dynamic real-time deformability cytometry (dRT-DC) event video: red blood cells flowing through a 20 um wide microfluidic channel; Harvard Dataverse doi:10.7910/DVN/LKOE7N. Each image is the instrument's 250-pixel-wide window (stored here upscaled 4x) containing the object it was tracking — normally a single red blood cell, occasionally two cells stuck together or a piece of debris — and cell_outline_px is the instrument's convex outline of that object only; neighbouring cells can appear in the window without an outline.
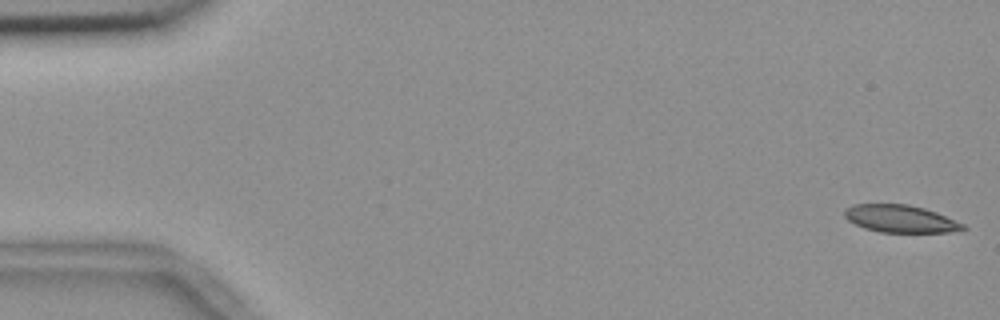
{"species": "common noctule bat (a hibernating species)", "species_latin": "Nyctalus noctula", "temperature_condition": "room temperature", "stored_images_in_passage": 25, "camera_frame_rate_fps": 3000, "um_per_image_px": 0.085, "animal": {"sex": "female", "body_mass_g": 18.4}, "frame": {"image": 1, "passage_image": 1, "time_ms": 0.0, "image_size_px": [1000, 320], "cell_outline_px": [[968, 228], [948, 232], [880, 232], [864, 228], [848, 220], [844, 216], [844, 208], [852, 204], [908, 204], [924, 208], [936, 212], [964, 224]], "centroid_in_image_um": [76.5, 18.58], "position_along_channel_um": 8.5, "area_um2": 18.9}}
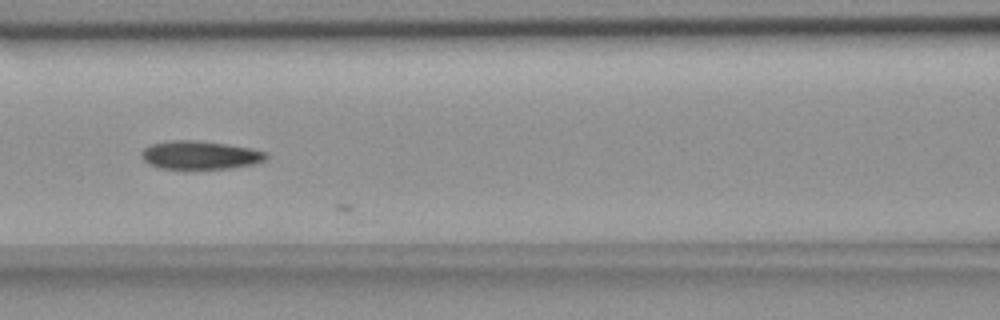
{"frame": {"image": 2, "passage_image": 24, "time_ms": 7.667, "image_size_px": [1000, 320], "cell_outline_px": [[268, 156], [264, 160], [256, 164], [228, 168], [160, 168], [148, 164], [140, 156], [140, 152], [148, 144], [168, 140], [200, 140], [228, 144], [252, 148], [268, 152]], "centroid_in_image_um": [16.99, 13.16], "position_along_channel_um": 149.6, "area_um2": 20.87}}